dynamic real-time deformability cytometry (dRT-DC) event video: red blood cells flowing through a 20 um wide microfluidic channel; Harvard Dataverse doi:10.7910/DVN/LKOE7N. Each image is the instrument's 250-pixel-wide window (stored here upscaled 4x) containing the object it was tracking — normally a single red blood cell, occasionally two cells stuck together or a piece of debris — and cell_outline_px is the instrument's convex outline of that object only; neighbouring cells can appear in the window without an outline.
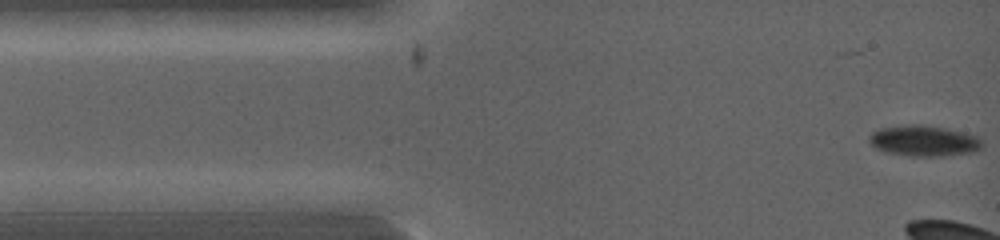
{"species": "common noctule bat (a hibernating species)", "species_latin": "Nyctalus noctula", "temperature_condition": "warm", "stored_images_in_passage": 3, "camera_frame_rate_fps": 5000, "um_per_image_px": 0.085, "animal": {"sex": "female", "body_mass_g": 19.0, "forearm_length_mm": 53.3}, "frame": {"image": 1, "passage_image": 1, "time_ms": 0.0, "image_size_px": [1000, 240], "cell_outline_px": [[980, 148], [976, 152], [944, 156], [908, 156], [888, 152], [876, 148], [868, 140], [868, 136], [872, 132], [880, 128], [904, 124], [920, 124], [944, 128], [976, 136], [980, 140]], "centroid_in_image_um": [78.48, 11.97], "position_along_channel_um": 6.5, "area_um2": 20.17}}